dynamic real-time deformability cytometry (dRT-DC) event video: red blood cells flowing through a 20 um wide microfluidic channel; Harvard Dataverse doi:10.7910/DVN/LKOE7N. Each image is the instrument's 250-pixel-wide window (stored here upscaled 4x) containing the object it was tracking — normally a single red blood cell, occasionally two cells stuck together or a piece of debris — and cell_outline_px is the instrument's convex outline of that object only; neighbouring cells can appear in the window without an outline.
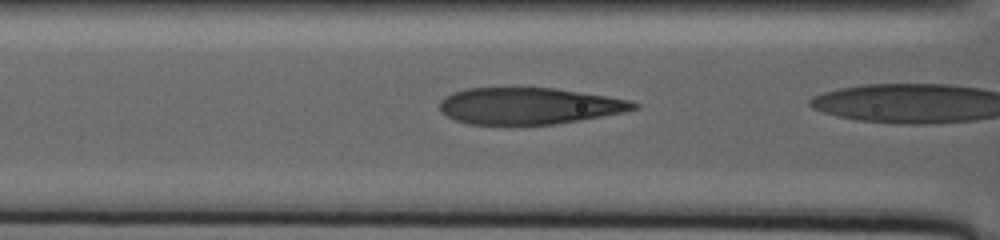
{"species": "human", "species_latin": "Homo sapiens", "temperature_condition": "warm", "stored_images_in_passage": 25, "camera_frame_rate_fps": 3000, "um_per_image_px": 0.085, "donor": {"sex": "male"}, "frame": {"image": 1, "passage_image": 24, "time_ms": 18.667, "image_size_px": [1000, 240], "cell_outline_px": [[640, 108], [624, 112], [556, 124], [468, 124], [456, 120], [440, 112], [440, 100], [444, 96], [452, 92], [464, 88], [556, 88], [608, 96], [628, 100], [640, 104]], "centroid_in_image_um": [44.96, 8.99], "position_along_channel_um": 121.6, "area_um2": 41.38}}